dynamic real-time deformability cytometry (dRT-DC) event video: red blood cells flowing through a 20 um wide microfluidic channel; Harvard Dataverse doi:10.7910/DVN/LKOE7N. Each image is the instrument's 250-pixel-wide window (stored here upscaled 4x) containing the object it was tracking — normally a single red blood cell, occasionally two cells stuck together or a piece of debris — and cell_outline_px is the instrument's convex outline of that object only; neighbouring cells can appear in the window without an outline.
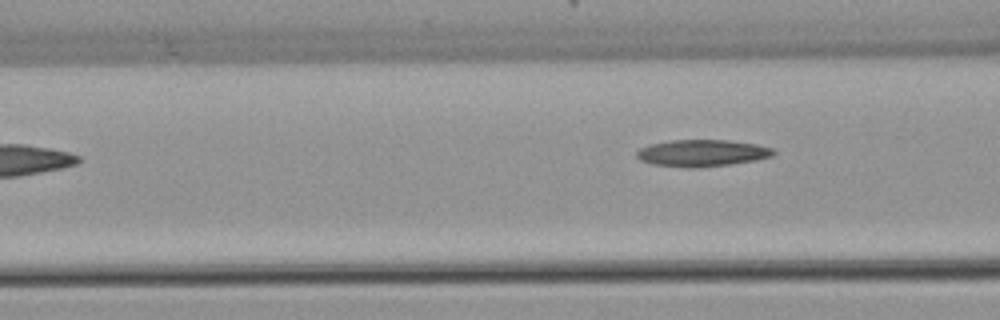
{"species": "common noctule bat (a hibernating species)", "species_latin": "Nyctalus noctula", "temperature_condition": "warm", "stored_images_in_passage": 5, "camera_frame_rate_fps": 3000, "um_per_image_px": 0.085, "animal": {"sex": "female", "body_mass_g": 22.7, "forearm_length_mm": 54.2}, "frame": {"image": 1, "passage_image": 5, "time_ms": 4.667, "image_size_px": [1000, 320], "cell_outline_px": [[776, 152], [772, 156], [756, 160], [732, 164], [700, 168], [684, 168], [652, 164], [640, 160], [636, 156], [636, 152], [640, 148], [648, 144], [672, 140], [728, 140], [756, 144], [772, 148]], "centroid_in_image_um": [59.66, 13.02], "position_along_channel_um": 106.9, "area_um2": 21.62}}